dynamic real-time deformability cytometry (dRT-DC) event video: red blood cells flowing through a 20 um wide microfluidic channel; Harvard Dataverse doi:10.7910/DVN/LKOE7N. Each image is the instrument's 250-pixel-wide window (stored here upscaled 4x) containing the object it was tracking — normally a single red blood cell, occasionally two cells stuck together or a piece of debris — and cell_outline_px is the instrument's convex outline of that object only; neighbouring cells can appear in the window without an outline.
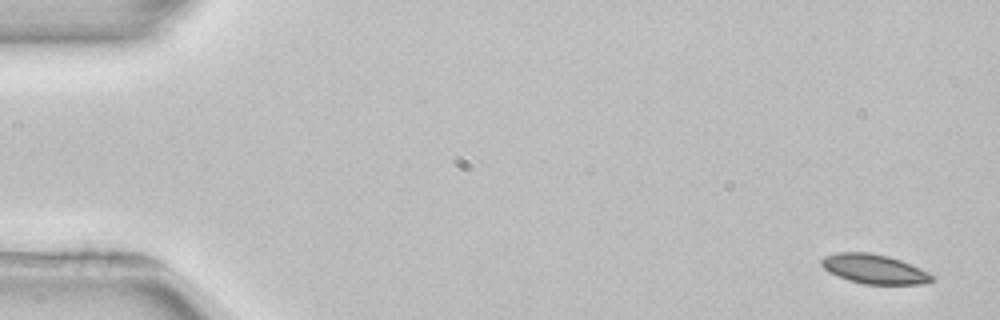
{"species": "common noctule bat (a hibernating species)", "species_latin": "Nyctalus noctula", "temperature_condition": "room temperature", "stored_images_in_passage": 4, "camera_frame_rate_fps": 3000, "um_per_image_px": 0.085, "animal": {"sex": "female", "body_mass_g": 22.7, "forearm_length_mm": 54.2}, "frame": {"image": 1, "passage_image": 1, "time_ms": 0.0, "image_size_px": [1000, 320], "cell_outline_px": [[936, 280], [928, 284], [864, 284], [848, 280], [836, 276], [828, 272], [820, 264], [820, 260], [824, 256], [836, 252], [868, 252], [888, 256], [900, 260], [920, 268], [936, 276]], "centroid_in_image_um": [74.32, 22.87], "position_along_channel_um": 10.7, "area_um2": 19.25}}
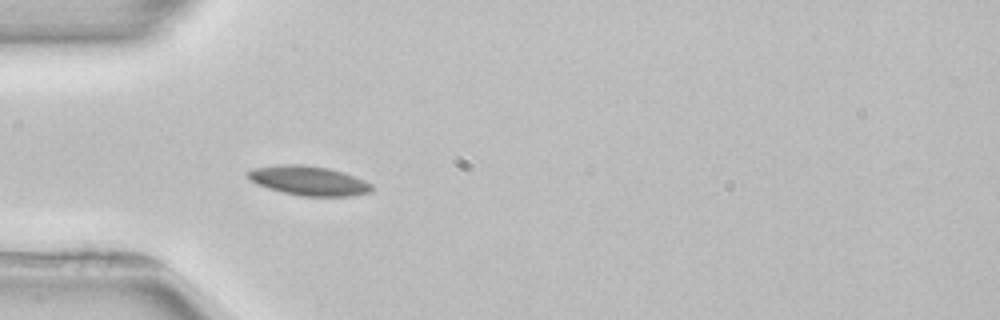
{"frame": {"image": 2, "passage_image": 4, "time_ms": 4.667, "image_size_px": [1000, 320], "cell_outline_px": [[372, 192], [352, 196], [300, 196], [268, 188], [256, 184], [248, 176], [248, 172], [252, 168], [280, 164], [304, 164], [328, 168], [344, 172], [364, 180], [372, 184]], "centroid_in_image_um": [26.26, 15.35], "position_along_channel_um": 58.7, "area_um2": 21.27}}